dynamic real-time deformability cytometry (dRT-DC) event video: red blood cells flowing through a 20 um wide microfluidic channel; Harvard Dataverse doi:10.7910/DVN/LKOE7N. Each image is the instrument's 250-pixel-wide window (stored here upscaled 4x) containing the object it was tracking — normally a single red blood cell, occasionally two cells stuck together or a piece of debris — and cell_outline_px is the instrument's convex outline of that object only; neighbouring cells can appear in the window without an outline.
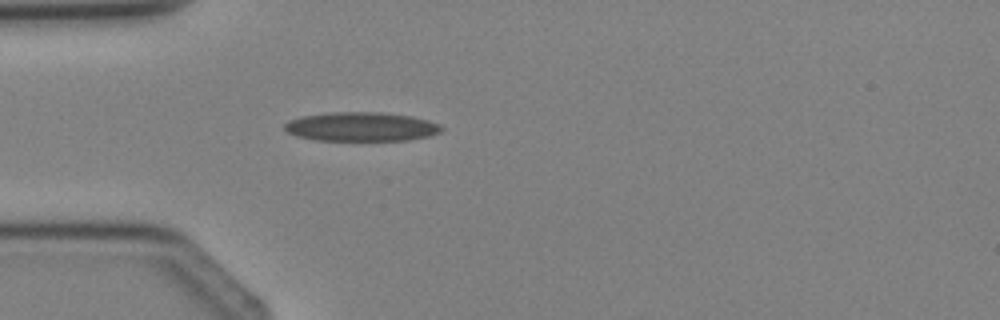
{"species": "Egyptian fruit bat (a non-hibernating species)", "species_latin": "Rousettus aegyptiacus", "temperature_condition": "cold", "stored_images_in_passage": 2, "camera_frame_rate_fps": 3000, "um_per_image_px": 0.085, "animal": {"sex": "female"}, "frame": {"image": 1, "passage_image": 2, "time_ms": 1.333, "image_size_px": [1000, 320], "cell_outline_px": [[444, 128], [440, 132], [428, 136], [408, 140], [316, 140], [296, 136], [288, 132], [284, 128], [284, 124], [288, 120], [300, 116], [332, 112], [380, 112], [412, 116], [428, 120], [440, 124]], "centroid_in_image_um": [30.7, 10.76], "position_along_channel_um": 54.3, "area_um2": 26.65}}